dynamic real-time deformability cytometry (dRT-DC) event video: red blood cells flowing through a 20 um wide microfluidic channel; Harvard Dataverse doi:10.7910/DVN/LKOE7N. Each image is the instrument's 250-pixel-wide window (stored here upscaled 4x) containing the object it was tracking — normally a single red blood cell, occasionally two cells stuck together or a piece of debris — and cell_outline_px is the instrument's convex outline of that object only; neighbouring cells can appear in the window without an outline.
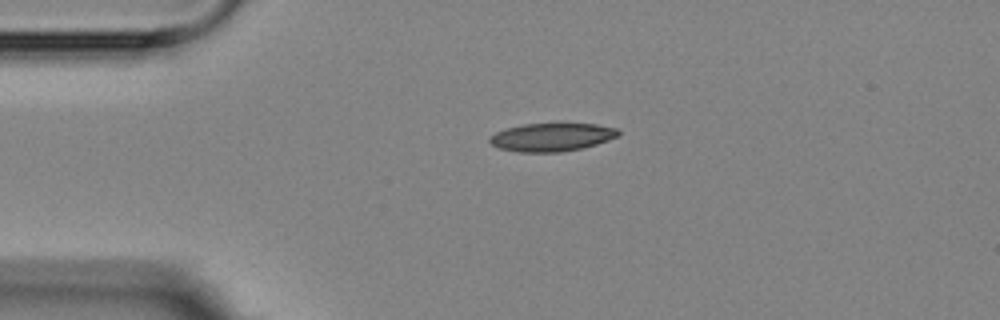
{"species": "Egyptian fruit bat (a non-hibernating species)", "species_latin": "Rousettus aegyptiacus", "temperature_condition": "room temperature", "stored_images_in_passage": 2, "camera_frame_rate_fps": 3000, "um_per_image_px": 0.085, "animal": {"sex": "female"}, "frame": {"image": 1, "passage_image": 1, "time_ms": 0.0, "image_size_px": [1000, 320], "cell_outline_px": [[620, 136], [596, 144], [580, 148], [560, 152], [516, 152], [500, 148], [492, 144], [488, 140], [488, 136], [496, 132], [508, 128], [524, 124], [596, 124], [616, 128], [620, 132]], "centroid_in_image_um": [46.89, 11.66], "position_along_channel_um": 38.1, "area_um2": 20.98}}